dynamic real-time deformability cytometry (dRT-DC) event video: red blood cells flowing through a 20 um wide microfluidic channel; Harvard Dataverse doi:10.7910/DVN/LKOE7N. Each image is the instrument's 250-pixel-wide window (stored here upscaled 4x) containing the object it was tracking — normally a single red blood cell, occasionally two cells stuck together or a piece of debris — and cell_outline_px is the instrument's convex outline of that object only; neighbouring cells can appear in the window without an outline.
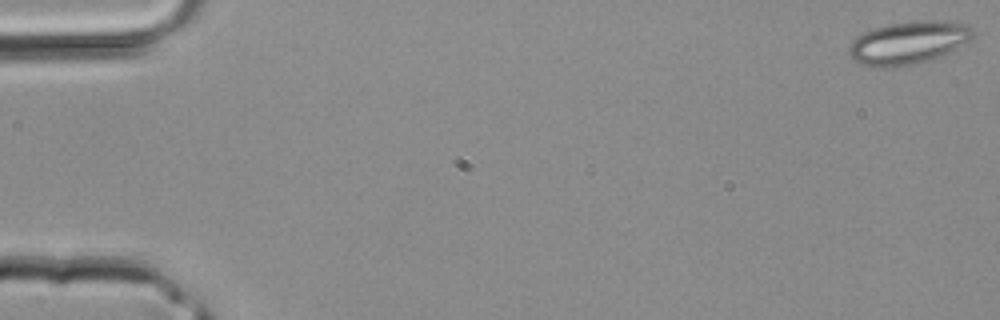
{"species": "common noctule bat (a hibernating species)", "species_latin": "Nyctalus noctula", "temperature_condition": "room temperature", "stored_images_in_passage": 41, "camera_frame_rate_fps": 3000, "um_per_image_px": 0.085, "animal": {"sex": "male", "body_mass_g": 20.4}, "frame": {"image": 1, "passage_image": 1, "time_ms": 0.0, "image_size_px": [1000, 320], "cell_outline_px": [[972, 40], [948, 52], [924, 60], [908, 64], [860, 64], [852, 60], [848, 52], [848, 48], [852, 40], [856, 36], [872, 28], [888, 24], [912, 20], [944, 20], [968, 24], [972, 28]], "centroid_in_image_um": [77.22, 3.54], "position_along_channel_um": 7.8, "area_um2": 30.17}}
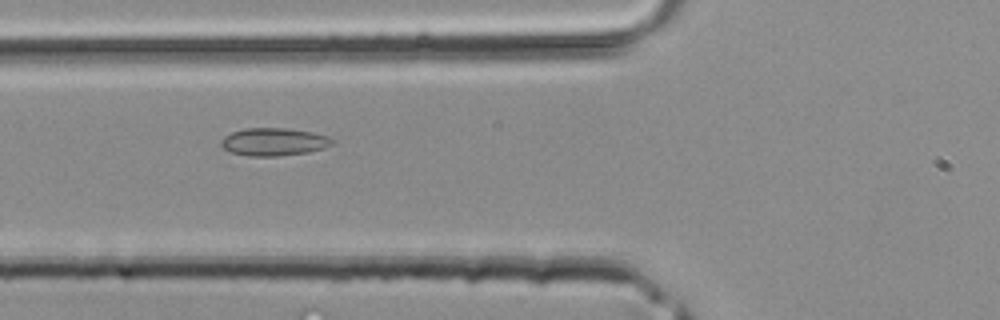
{"frame": {"image": 2, "passage_image": 16, "time_ms": 5.0, "image_size_px": [1000, 320], "cell_outline_px": [[336, 140], [332, 144], [324, 148], [308, 152], [276, 156], [248, 156], [232, 152], [224, 148], [220, 144], [220, 140], [224, 136], [232, 132], [244, 128], [288, 128], [312, 132], [328, 136]], "centroid_in_image_um": [23.28, 12.05], "position_along_channel_um": 102.5, "area_um2": 18.03}}
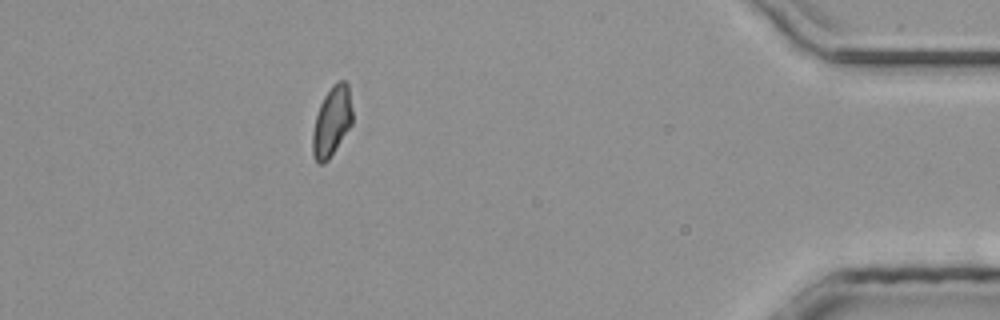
{"frame": {"image": 3, "passage_image": 37, "time_ms": 12.0, "image_size_px": [1000, 320], "cell_outline_px": [[352, 124], [328, 160], [324, 164], [320, 164], [312, 156], [312, 132], [316, 116], [320, 104], [324, 96], [332, 84], [336, 80], [344, 80], [348, 84], [352, 108]], "centroid_in_image_um": [28.2, 10.3], "position_along_channel_um": 407.0, "area_um2": 16.3}}